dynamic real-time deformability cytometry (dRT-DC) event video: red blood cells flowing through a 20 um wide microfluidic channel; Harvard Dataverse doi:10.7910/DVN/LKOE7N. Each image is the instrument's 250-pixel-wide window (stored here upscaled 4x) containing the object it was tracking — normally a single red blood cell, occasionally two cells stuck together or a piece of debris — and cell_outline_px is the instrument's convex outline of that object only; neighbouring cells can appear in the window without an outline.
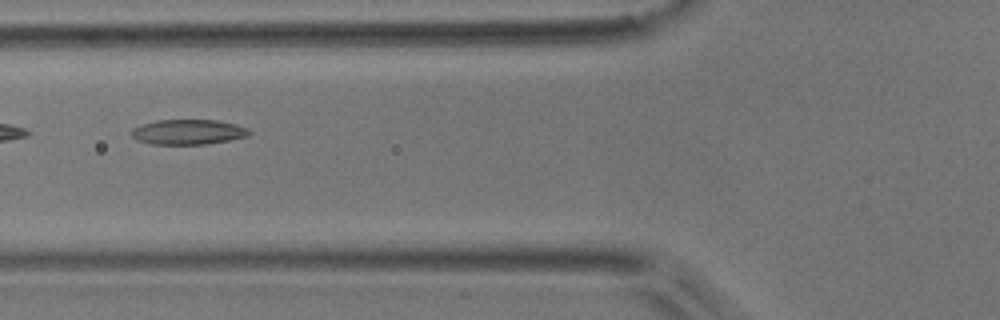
{"species": "common noctule bat (a hibernating species)", "species_latin": "Nyctalus noctula", "temperature_condition": "room temperature", "stored_images_in_passage": 8, "camera_frame_rate_fps": 3000, "um_per_image_px": 0.085, "animal": {"sex": "male", "body_mass_g": 17.9}, "frame": {"image": 1, "passage_image": 5, "time_ms": 1.333, "image_size_px": [1000, 320], "cell_outline_px": [[252, 132], [248, 136], [208, 144], [152, 144], [136, 140], [132, 136], [132, 128], [156, 120], [216, 120], [236, 124], [248, 128]], "centroid_in_image_um": [16.01, 11.22], "position_along_channel_um": 109.8, "area_um2": 17.17}}
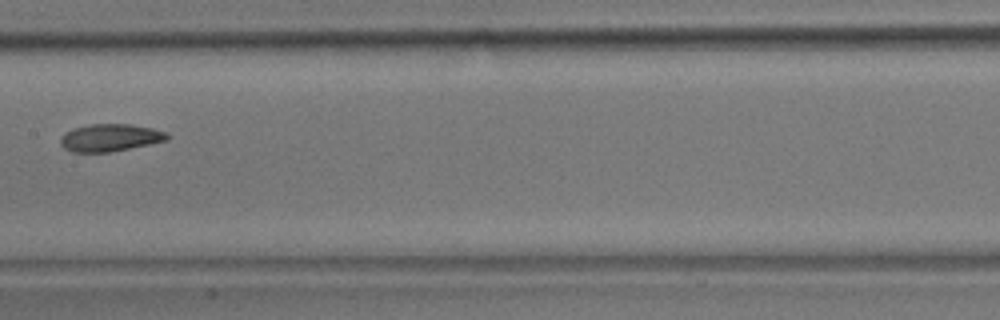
{"frame": {"image": 2, "passage_image": 7, "time_ms": 2.0, "image_size_px": [1000, 320], "cell_outline_px": [[168, 140], [108, 152], [72, 152], [64, 148], [60, 144], [60, 140], [64, 132], [72, 128], [88, 124], [132, 124], [152, 128], [164, 132], [168, 136]], "centroid_in_image_um": [9.3, 11.69], "position_along_channel_um": 198.1, "area_um2": 16.94}}
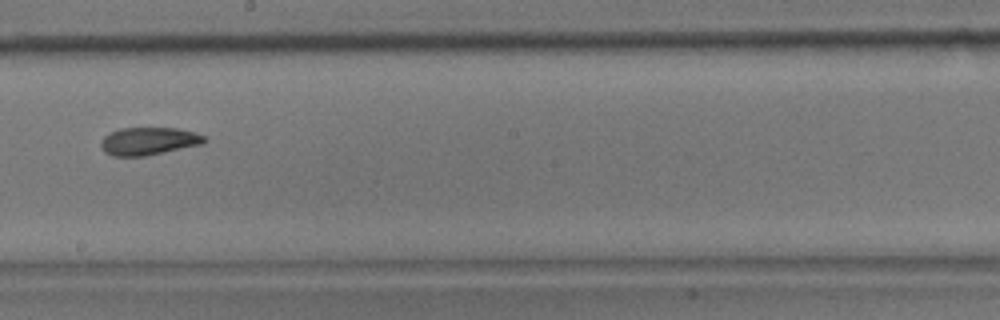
{"frame": {"image": 3, "passage_image": 8, "time_ms": 2.333, "image_size_px": [1000, 320], "cell_outline_px": [[208, 140], [204, 144], [144, 156], [112, 156], [104, 152], [100, 144], [100, 140], [104, 136], [120, 128], [180, 128], [204, 136]], "centroid_in_image_um": [12.63, 12.0], "position_along_channel_um": 235.6, "area_um2": 16.76}}